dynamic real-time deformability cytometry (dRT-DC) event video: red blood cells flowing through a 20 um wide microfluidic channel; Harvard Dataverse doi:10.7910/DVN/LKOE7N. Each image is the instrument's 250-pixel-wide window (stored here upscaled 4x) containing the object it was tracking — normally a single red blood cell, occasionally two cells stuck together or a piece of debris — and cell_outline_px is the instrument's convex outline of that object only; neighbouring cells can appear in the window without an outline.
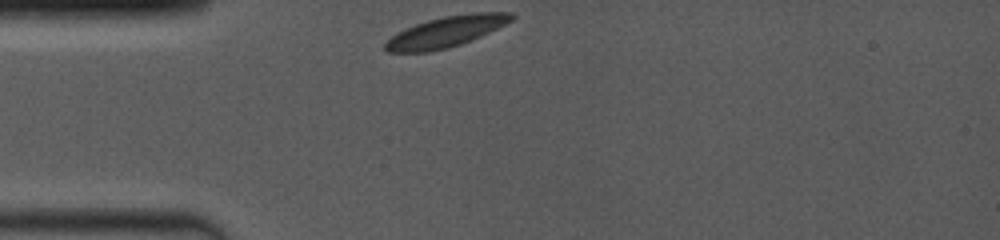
{"species": "common noctule bat (a hibernating species)", "species_latin": "Nyctalus noctula", "temperature_condition": "room temperature", "stored_images_in_passage": 2, "camera_frame_rate_fps": 4000, "um_per_image_px": 0.085, "animal": {"sex": "female", "body_mass_g": 19.0, "forearm_length_mm": 53.3}, "frame": {"image": 1, "passage_image": 1, "time_ms": 0.0, "image_size_px": [1000, 240], "cell_outline_px": [[516, 16], [512, 20], [480, 36], [460, 44], [448, 48], [428, 52], [388, 52], [384, 48], [384, 44], [392, 36], [416, 24], [428, 20], [444, 16], [476, 12], [512, 12]], "centroid_in_image_um": [37.93, 2.69], "position_along_channel_um": 47.1, "area_um2": 22.2}}